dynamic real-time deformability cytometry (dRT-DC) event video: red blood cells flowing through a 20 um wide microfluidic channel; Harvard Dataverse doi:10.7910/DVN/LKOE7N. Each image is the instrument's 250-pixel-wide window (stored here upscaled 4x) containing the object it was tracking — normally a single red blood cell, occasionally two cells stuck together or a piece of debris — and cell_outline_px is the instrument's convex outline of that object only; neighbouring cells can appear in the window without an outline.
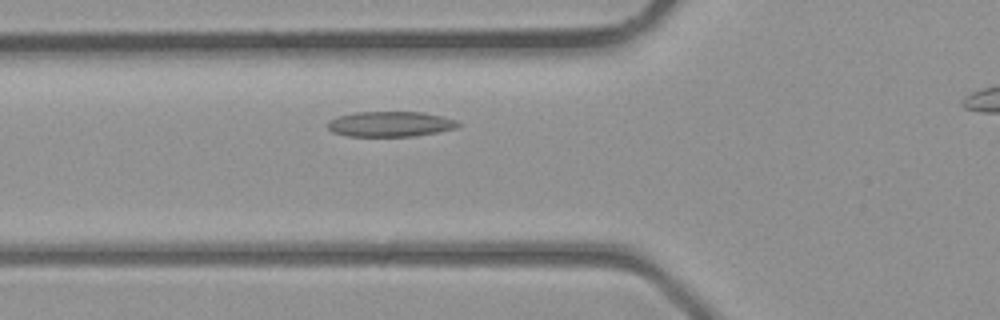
{"species": "common noctule bat (a hibernating species)", "species_latin": "Nyctalus noctula", "temperature_condition": "room temperature", "stored_images_in_passage": 27, "camera_frame_rate_fps": 3000, "um_per_image_px": 0.085, "animal": {"sex": "male", "body_mass_g": 23.1, "forearm_length_mm": 52.7}, "frame": {"image": 1, "passage_image": 8, "time_ms": 2.333, "image_size_px": [1000, 320], "cell_outline_px": [[460, 124], [456, 128], [436, 132], [412, 136], [348, 136], [332, 132], [328, 128], [328, 120], [336, 116], [356, 112], [424, 112], [444, 116], [456, 120]], "centroid_in_image_um": [33.15, 10.53], "position_along_channel_um": 92.6, "area_um2": 19.25}}
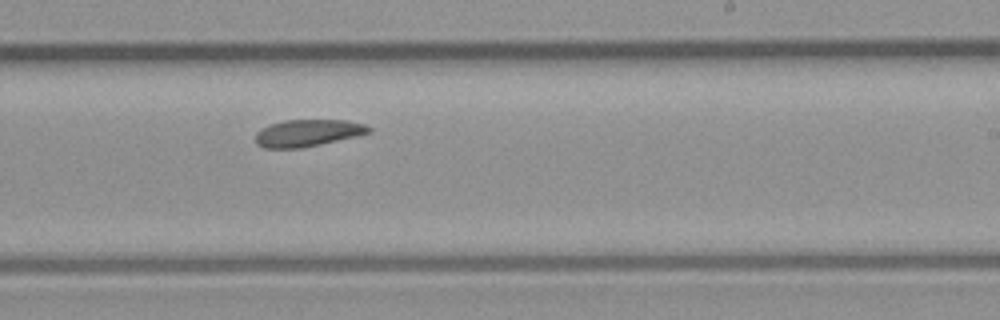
{"frame": {"image": 2, "passage_image": 18, "time_ms": 5.667, "image_size_px": [1000, 320], "cell_outline_px": [[372, 132], [320, 144], [300, 148], [264, 148], [256, 144], [256, 132], [260, 128], [284, 120], [344, 120], [364, 124], [372, 128]], "centroid_in_image_um": [26.13, 11.3], "position_along_channel_um": 262.9, "area_um2": 17.69}}
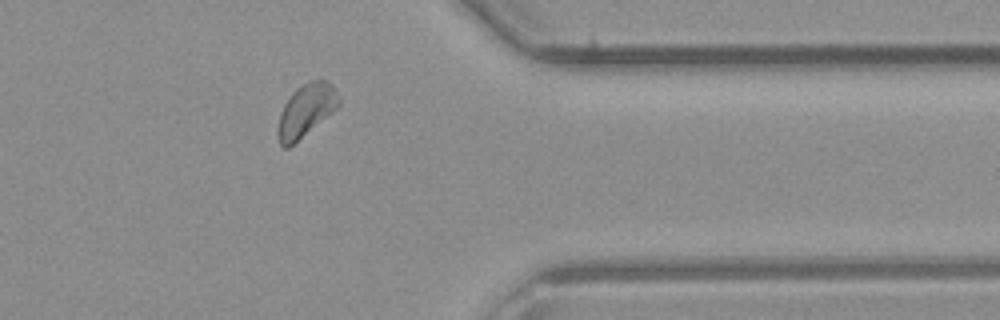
{"frame": {"image": 3, "passage_image": 26, "time_ms": 8.333, "image_size_px": [1000, 320], "cell_outline_px": [[340, 104], [332, 112], [288, 148], [280, 148], [276, 136], [276, 128], [280, 112], [284, 104], [292, 92], [296, 88], [308, 80], [324, 80], [332, 84], [340, 100]], "centroid_in_image_um": [25.95, 9.4], "position_along_channel_um": 385.5, "area_um2": 18.79}}